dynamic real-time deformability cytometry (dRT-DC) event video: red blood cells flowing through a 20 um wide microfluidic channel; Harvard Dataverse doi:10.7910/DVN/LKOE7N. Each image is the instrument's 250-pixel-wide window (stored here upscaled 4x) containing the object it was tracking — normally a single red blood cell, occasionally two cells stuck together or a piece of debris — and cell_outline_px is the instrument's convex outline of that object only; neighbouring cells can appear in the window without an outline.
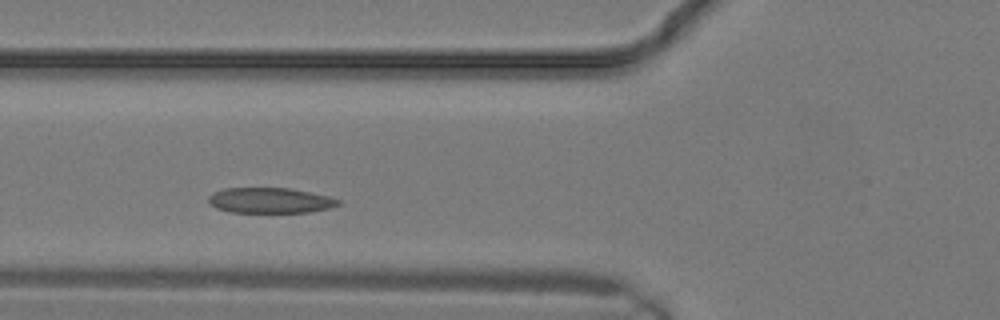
{"species": "common noctule bat (a hibernating species)", "species_latin": "Nyctalus noctula", "temperature_condition": "warm", "stored_images_in_passage": 5, "camera_frame_rate_fps": 3000, "um_per_image_px": 0.085, "animal": {"sex": "male", "body_mass_g": 19.2, "forearm_length_mm": 51.8}, "frame": {"image": 1, "passage_image": 2, "time_ms": 0.333, "image_size_px": [1000, 320], "cell_outline_px": [[340, 204], [328, 208], [308, 212], [232, 212], [216, 208], [208, 200], [208, 196], [212, 192], [224, 188], [288, 188], [328, 196], [340, 200]], "centroid_in_image_um": [22.92, 17.03], "position_along_channel_um": 102.9, "area_um2": 19.02}}
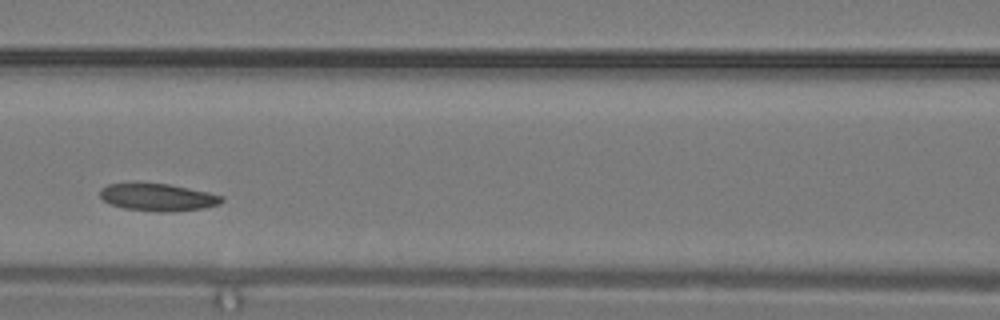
{"frame": {"image": 2, "passage_image": 4, "time_ms": 1.0, "image_size_px": [1000, 320], "cell_outline_px": [[224, 200], [220, 204], [204, 208], [168, 212], [156, 212], [124, 208], [108, 204], [100, 196], [100, 188], [108, 184], [140, 180], [168, 184], [208, 192], [224, 196]], "centroid_in_image_um": [13.36, 16.73], "position_along_channel_um": 153.2, "area_um2": 20.17}}